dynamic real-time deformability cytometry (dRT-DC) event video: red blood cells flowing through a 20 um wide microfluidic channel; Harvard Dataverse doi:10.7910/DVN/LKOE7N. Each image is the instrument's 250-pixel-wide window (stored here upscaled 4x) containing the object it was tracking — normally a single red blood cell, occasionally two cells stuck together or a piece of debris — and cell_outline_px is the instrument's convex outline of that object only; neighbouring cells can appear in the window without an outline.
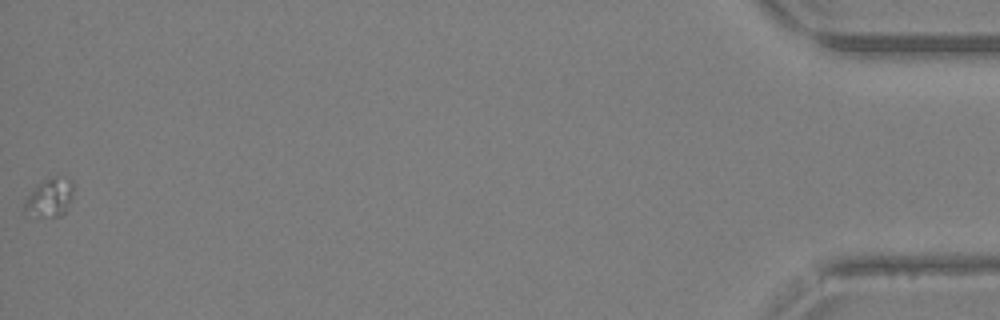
{"species": "Egyptian fruit bat (a non-hibernating species)", "species_latin": "Rousettus aegyptiacus", "temperature_condition": "warm", "stored_images_in_passage": 34, "camera_frame_rate_fps": 3000, "um_per_image_px": 0.085, "animal": {"sex": "female"}, "frame": {"image": 1, "passage_image": 34, "time_ms": 11.0, "image_size_px": [1000, 320], "cell_outline_px": [[72, 192], [68, 204], [64, 212], [60, 216], [24, 216], [24, 204], [28, 196], [36, 184], [56, 176], [72, 180]], "centroid_in_image_um": [4.17, 16.82], "position_along_channel_um": 431.0, "area_um2": 10.75}}